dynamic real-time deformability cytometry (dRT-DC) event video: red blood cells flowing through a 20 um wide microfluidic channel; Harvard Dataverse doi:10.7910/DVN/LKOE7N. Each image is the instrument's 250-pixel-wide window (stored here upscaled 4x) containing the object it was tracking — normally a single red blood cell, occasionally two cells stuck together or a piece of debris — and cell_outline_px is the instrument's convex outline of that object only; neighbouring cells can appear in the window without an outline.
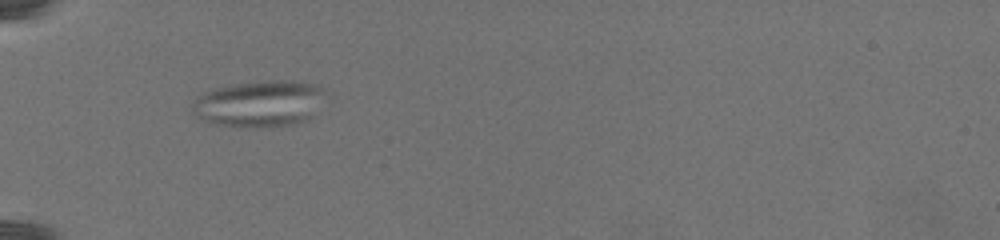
{"species": "common noctule bat (a hibernating species)", "species_latin": "Nyctalus noctula", "temperature_condition": "warm", "stored_images_in_passage": 21, "camera_frame_rate_fps": 3000, "um_per_image_px": 0.085, "animal": {"sex": "female", "body_mass_g": 19.5, "forearm_length_mm": 54.1}, "frame": {"image": 1, "passage_image": 1, "time_ms": 0.0, "image_size_px": [1000, 240], "cell_outline_px": [[332, 104], [308, 120], [296, 124], [268, 128], [256, 128], [208, 124], [196, 116], [192, 112], [192, 104], [196, 96], [204, 92], [216, 88], [232, 84], [268, 80], [296, 80], [316, 84], [332, 92]], "centroid_in_image_um": [22.27, 8.82], "position_along_channel_um": 62.7, "area_um2": 38.38}}